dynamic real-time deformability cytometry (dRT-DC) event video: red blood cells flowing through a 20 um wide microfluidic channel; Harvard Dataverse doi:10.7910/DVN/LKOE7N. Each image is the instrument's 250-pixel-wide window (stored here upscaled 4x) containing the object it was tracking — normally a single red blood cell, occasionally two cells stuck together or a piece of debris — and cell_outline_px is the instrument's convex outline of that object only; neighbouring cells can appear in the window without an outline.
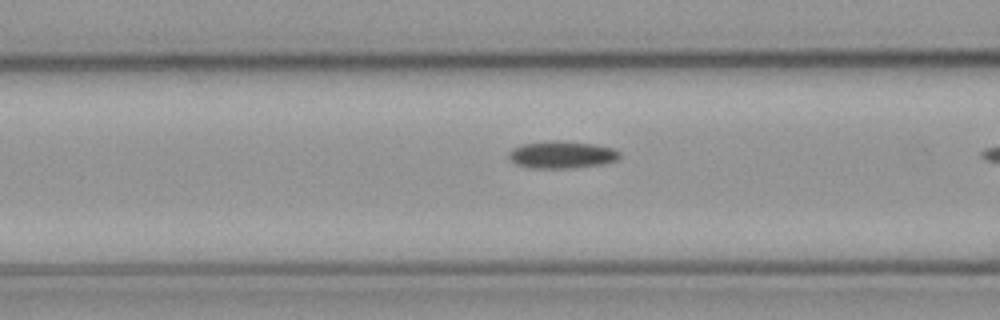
{"species": "common noctule bat (a hibernating species)", "species_latin": "Nyctalus noctula", "temperature_condition": "cold", "stored_images_in_passage": 13, "camera_frame_rate_fps": 3000, "um_per_image_px": 0.085, "animal": {"sex": "male", "body_mass_g": 23.1, "forearm_length_mm": 52.7}, "frame": {"image": 1, "passage_image": 11, "time_ms": 3.333, "image_size_px": [1000, 320], "cell_outline_px": [[620, 156], [616, 160], [604, 164], [572, 168], [532, 168], [516, 164], [508, 156], [508, 152], [512, 148], [520, 144], [552, 140], [560, 140], [596, 144], [612, 148], [620, 152]], "centroid_in_image_um": [47.75, 13.14], "position_along_channel_um": 118.9, "area_um2": 17.8}}